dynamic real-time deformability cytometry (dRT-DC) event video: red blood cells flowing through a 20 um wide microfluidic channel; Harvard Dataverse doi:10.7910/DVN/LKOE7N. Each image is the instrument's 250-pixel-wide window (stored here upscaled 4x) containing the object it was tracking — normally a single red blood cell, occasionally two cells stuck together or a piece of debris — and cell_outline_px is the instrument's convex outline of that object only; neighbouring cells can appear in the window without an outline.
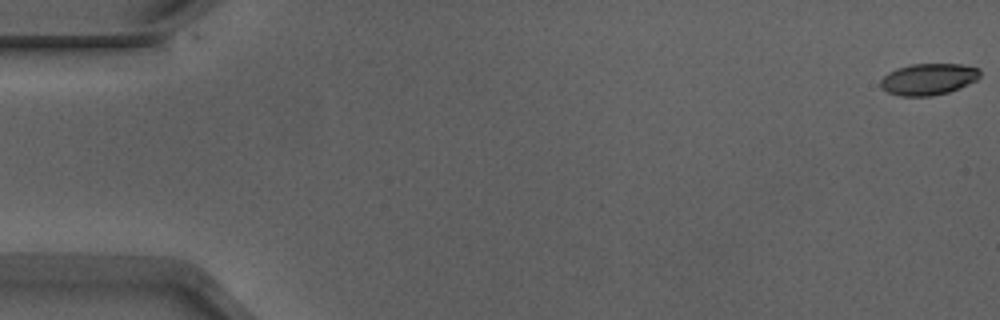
{"species": "Egyptian fruit bat (a non-hibernating species)", "species_latin": "Rousettus aegyptiacus", "temperature_condition": "warm", "stored_images_in_passage": 9, "camera_frame_rate_fps": 3000, "um_per_image_px": 0.085, "animal": {"sex": "male"}, "frame": {"image": 1, "passage_image": 1, "time_ms": 0.0, "image_size_px": [1000, 320], "cell_outline_px": [[980, 76], [976, 80], [968, 84], [948, 92], [932, 96], [900, 96], [888, 92], [880, 88], [880, 80], [888, 72], [896, 68], [912, 64], [960, 64], [980, 68]], "centroid_in_image_um": [78.89, 6.73], "position_along_channel_um": 6.1, "area_um2": 18.32}}